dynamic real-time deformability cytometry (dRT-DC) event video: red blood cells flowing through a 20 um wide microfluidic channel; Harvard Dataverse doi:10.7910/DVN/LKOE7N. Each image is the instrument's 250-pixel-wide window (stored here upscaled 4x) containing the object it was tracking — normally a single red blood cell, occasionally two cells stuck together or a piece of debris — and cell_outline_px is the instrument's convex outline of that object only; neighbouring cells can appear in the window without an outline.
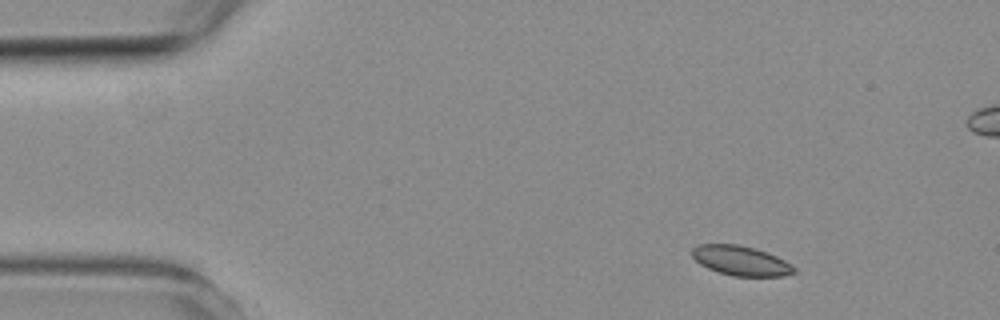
{"species": "common noctule bat (a hibernating species)", "species_latin": "Nyctalus noctula", "temperature_condition": "room temperature", "stored_images_in_passage": 3, "camera_frame_rate_fps": 3000, "um_per_image_px": 0.085, "animal": {"sex": "female", "body_mass_g": 19.3, "forearm_length_mm": 54.1}, "frame": {"image": 1, "passage_image": 1, "time_ms": 0.0, "image_size_px": [1000, 320], "cell_outline_px": [[796, 272], [784, 276], [732, 276], [708, 268], [700, 264], [692, 256], [692, 248], [696, 244], [736, 244], [752, 248], [776, 256], [792, 264], [796, 268]], "centroid_in_image_um": [62.97, 22.16], "position_along_channel_um": 22.0, "area_um2": 17.51}}